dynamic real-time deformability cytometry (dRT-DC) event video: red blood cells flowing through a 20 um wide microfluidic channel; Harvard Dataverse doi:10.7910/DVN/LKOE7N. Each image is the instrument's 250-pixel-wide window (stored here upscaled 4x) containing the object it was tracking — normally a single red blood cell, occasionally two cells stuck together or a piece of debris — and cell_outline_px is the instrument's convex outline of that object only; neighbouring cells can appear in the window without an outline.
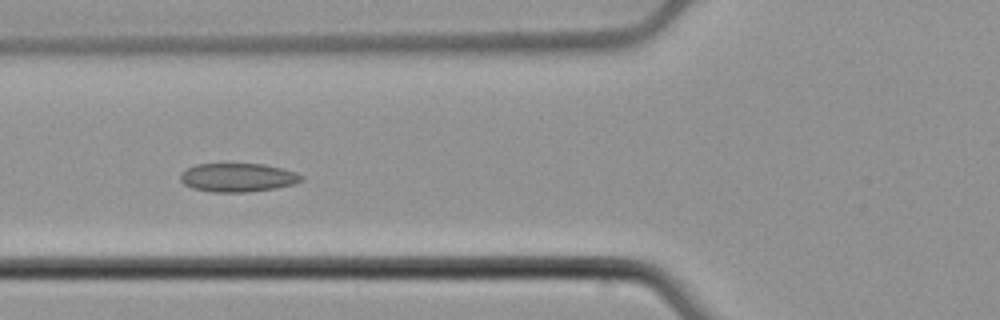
{"species": "common noctule bat (a hibernating species)", "species_latin": "Nyctalus noctula", "temperature_condition": "cold", "stored_images_in_passage": 7, "camera_frame_rate_fps": 3000, "um_per_image_px": 0.085, "animal": {"sex": "male", "body_mass_g": 21.5, "forearm_length_mm": 52.0}, "frame": {"image": 1, "passage_image": 6, "time_ms": 1.667, "image_size_px": [1000, 320], "cell_outline_px": [[304, 180], [296, 184], [276, 188], [248, 192], [212, 192], [192, 188], [184, 184], [180, 180], [180, 172], [196, 164], [264, 164], [296, 172], [304, 176]], "centroid_in_image_um": [20.23, 15.09], "position_along_channel_um": 105.6, "area_um2": 20.35}}
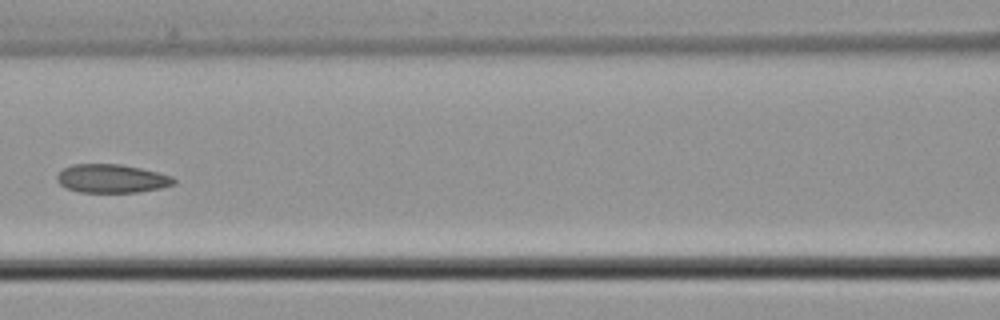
{"frame": {"image": 2, "passage_image": 7, "time_ms": 2.0, "image_size_px": [1000, 320], "cell_outline_px": [[176, 184], [160, 188], [140, 192], [80, 192], [68, 188], [60, 184], [56, 180], [56, 176], [64, 168], [72, 164], [120, 164], [140, 168], [172, 176], [176, 180]], "centroid_in_image_um": [9.51, 15.18], "position_along_channel_um": 157.1, "area_um2": 19.36}}